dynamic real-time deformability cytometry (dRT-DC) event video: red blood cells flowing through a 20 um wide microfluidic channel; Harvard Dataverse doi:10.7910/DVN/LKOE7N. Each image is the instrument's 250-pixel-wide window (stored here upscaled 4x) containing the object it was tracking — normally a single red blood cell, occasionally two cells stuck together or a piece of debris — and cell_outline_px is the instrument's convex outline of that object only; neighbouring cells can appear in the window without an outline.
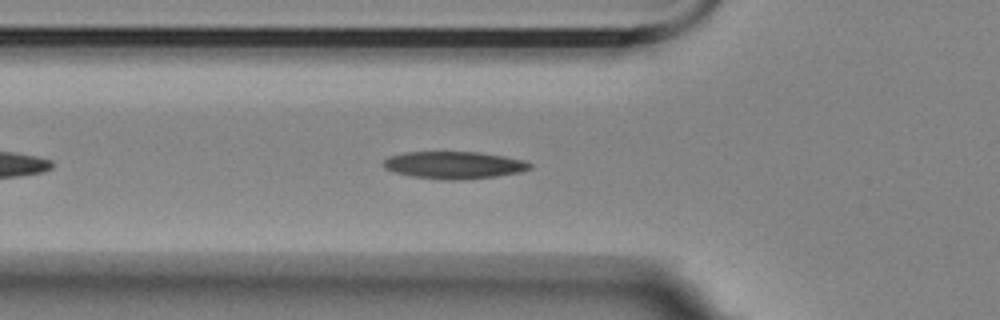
{"species": "Egyptian fruit bat (a non-hibernating species)", "species_latin": "Rousettus aegyptiacus", "temperature_condition": "room temperature", "stored_images_in_passage": 29, "camera_frame_rate_fps": 3000, "um_per_image_px": 0.085, "animal": {"sex": "female"}, "frame": {"image": 1, "passage_image": 8, "time_ms": 2.333, "image_size_px": [1000, 320], "cell_outline_px": [[532, 168], [520, 172], [496, 176], [452, 180], [448, 180], [412, 176], [396, 172], [384, 168], [380, 164], [388, 156], [404, 152], [480, 152], [504, 156], [524, 160], [532, 164]], "centroid_in_image_um": [38.58, 14.02], "position_along_channel_um": 87.2, "area_um2": 23.24}}
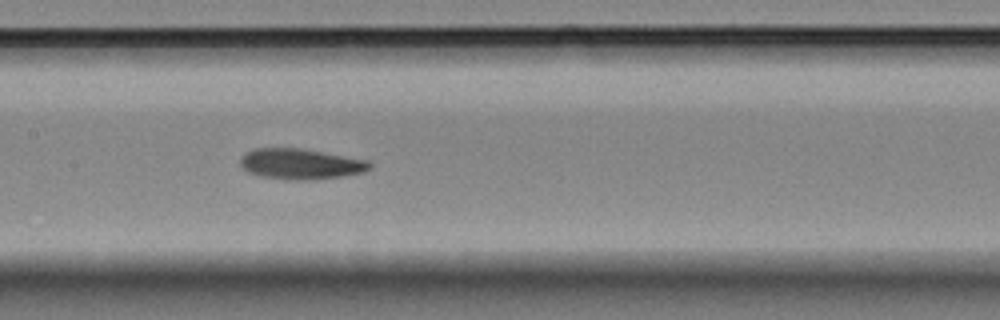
{"frame": {"image": 2, "passage_image": 16, "time_ms": 5.0, "image_size_px": [1000, 320], "cell_outline_px": [[372, 168], [364, 172], [340, 176], [312, 180], [292, 180], [260, 176], [248, 172], [240, 164], [240, 160], [248, 152], [256, 148], [300, 148], [368, 160], [372, 164]], "centroid_in_image_um": [25.58, 13.94], "position_along_channel_um": 181.8, "area_um2": 22.89}}
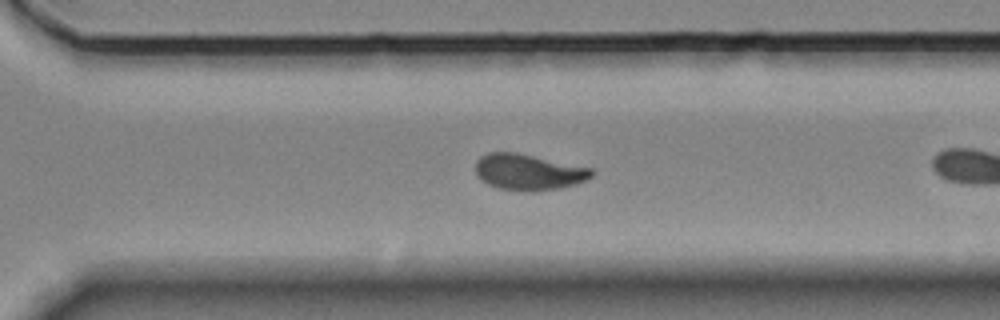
{"frame": {"image": 3, "passage_image": 25, "time_ms": 8.0, "image_size_px": [1000, 320], "cell_outline_px": [[596, 172], [588, 180], [576, 184], [560, 188], [532, 192], [496, 188], [480, 180], [476, 176], [476, 160], [480, 156], [488, 152], [516, 152], [592, 168]], "centroid_in_image_um": [44.92, 14.63], "position_along_channel_um": 325.7, "area_um2": 24.74}}